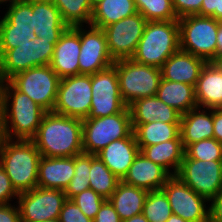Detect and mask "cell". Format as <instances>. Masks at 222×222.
<instances>
[{"label": "cell", "instance_id": "obj_1", "mask_svg": "<svg viewBox=\"0 0 222 222\" xmlns=\"http://www.w3.org/2000/svg\"><path fill=\"white\" fill-rule=\"evenodd\" d=\"M45 113L43 108L9 81L0 82V137L32 140Z\"/></svg>", "mask_w": 222, "mask_h": 222}, {"label": "cell", "instance_id": "obj_2", "mask_svg": "<svg viewBox=\"0 0 222 222\" xmlns=\"http://www.w3.org/2000/svg\"><path fill=\"white\" fill-rule=\"evenodd\" d=\"M44 157H73L83 153L82 119L46 112L32 139Z\"/></svg>", "mask_w": 222, "mask_h": 222}, {"label": "cell", "instance_id": "obj_3", "mask_svg": "<svg viewBox=\"0 0 222 222\" xmlns=\"http://www.w3.org/2000/svg\"><path fill=\"white\" fill-rule=\"evenodd\" d=\"M41 154L32 140L0 137V165L18 194L37 187Z\"/></svg>", "mask_w": 222, "mask_h": 222}, {"label": "cell", "instance_id": "obj_4", "mask_svg": "<svg viewBox=\"0 0 222 222\" xmlns=\"http://www.w3.org/2000/svg\"><path fill=\"white\" fill-rule=\"evenodd\" d=\"M179 49L178 20L147 21L131 59L140 64L161 68L164 62Z\"/></svg>", "mask_w": 222, "mask_h": 222}, {"label": "cell", "instance_id": "obj_5", "mask_svg": "<svg viewBox=\"0 0 222 222\" xmlns=\"http://www.w3.org/2000/svg\"><path fill=\"white\" fill-rule=\"evenodd\" d=\"M180 49L206 62L218 55L217 33L220 21L213 17L189 15L178 19Z\"/></svg>", "mask_w": 222, "mask_h": 222}, {"label": "cell", "instance_id": "obj_6", "mask_svg": "<svg viewBox=\"0 0 222 222\" xmlns=\"http://www.w3.org/2000/svg\"><path fill=\"white\" fill-rule=\"evenodd\" d=\"M133 133L129 107L120 113L100 118L82 120L83 153L96 155L109 143Z\"/></svg>", "mask_w": 222, "mask_h": 222}, {"label": "cell", "instance_id": "obj_7", "mask_svg": "<svg viewBox=\"0 0 222 222\" xmlns=\"http://www.w3.org/2000/svg\"><path fill=\"white\" fill-rule=\"evenodd\" d=\"M121 97L128 107L135 100L156 96L161 80V69L130 59L116 60Z\"/></svg>", "mask_w": 222, "mask_h": 222}, {"label": "cell", "instance_id": "obj_8", "mask_svg": "<svg viewBox=\"0 0 222 222\" xmlns=\"http://www.w3.org/2000/svg\"><path fill=\"white\" fill-rule=\"evenodd\" d=\"M58 41L37 36L34 40L7 50L0 57V82L8 81L15 74L30 68L50 65Z\"/></svg>", "mask_w": 222, "mask_h": 222}, {"label": "cell", "instance_id": "obj_9", "mask_svg": "<svg viewBox=\"0 0 222 222\" xmlns=\"http://www.w3.org/2000/svg\"><path fill=\"white\" fill-rule=\"evenodd\" d=\"M18 91L46 112H52L56 103L59 76L50 65L33 67L15 74L8 80Z\"/></svg>", "mask_w": 222, "mask_h": 222}, {"label": "cell", "instance_id": "obj_10", "mask_svg": "<svg viewBox=\"0 0 222 222\" xmlns=\"http://www.w3.org/2000/svg\"><path fill=\"white\" fill-rule=\"evenodd\" d=\"M91 98V75L79 74L62 78L52 112L83 120L90 113Z\"/></svg>", "mask_w": 222, "mask_h": 222}, {"label": "cell", "instance_id": "obj_11", "mask_svg": "<svg viewBox=\"0 0 222 222\" xmlns=\"http://www.w3.org/2000/svg\"><path fill=\"white\" fill-rule=\"evenodd\" d=\"M91 89V107L87 118L111 116L127 107L120 94L114 65L91 75Z\"/></svg>", "mask_w": 222, "mask_h": 222}, {"label": "cell", "instance_id": "obj_12", "mask_svg": "<svg viewBox=\"0 0 222 222\" xmlns=\"http://www.w3.org/2000/svg\"><path fill=\"white\" fill-rule=\"evenodd\" d=\"M17 200L21 222H43L59 219L67 198L63 190L36 187L20 193Z\"/></svg>", "mask_w": 222, "mask_h": 222}, {"label": "cell", "instance_id": "obj_13", "mask_svg": "<svg viewBox=\"0 0 222 222\" xmlns=\"http://www.w3.org/2000/svg\"><path fill=\"white\" fill-rule=\"evenodd\" d=\"M176 176L210 202L222 189V161L183 158Z\"/></svg>", "mask_w": 222, "mask_h": 222}, {"label": "cell", "instance_id": "obj_14", "mask_svg": "<svg viewBox=\"0 0 222 222\" xmlns=\"http://www.w3.org/2000/svg\"><path fill=\"white\" fill-rule=\"evenodd\" d=\"M161 190L166 194L174 215L190 222H209V205L206 204L210 202L178 176L172 175Z\"/></svg>", "mask_w": 222, "mask_h": 222}, {"label": "cell", "instance_id": "obj_15", "mask_svg": "<svg viewBox=\"0 0 222 222\" xmlns=\"http://www.w3.org/2000/svg\"><path fill=\"white\" fill-rule=\"evenodd\" d=\"M85 27H72L80 35L79 74L93 75L115 61L109 54L104 30L91 25Z\"/></svg>", "mask_w": 222, "mask_h": 222}, {"label": "cell", "instance_id": "obj_16", "mask_svg": "<svg viewBox=\"0 0 222 222\" xmlns=\"http://www.w3.org/2000/svg\"><path fill=\"white\" fill-rule=\"evenodd\" d=\"M146 24L147 20L137 12L103 28L108 51L114 61L133 56Z\"/></svg>", "mask_w": 222, "mask_h": 222}, {"label": "cell", "instance_id": "obj_17", "mask_svg": "<svg viewBox=\"0 0 222 222\" xmlns=\"http://www.w3.org/2000/svg\"><path fill=\"white\" fill-rule=\"evenodd\" d=\"M80 35L68 27L55 44L50 66L60 79L79 75Z\"/></svg>", "mask_w": 222, "mask_h": 222}, {"label": "cell", "instance_id": "obj_18", "mask_svg": "<svg viewBox=\"0 0 222 222\" xmlns=\"http://www.w3.org/2000/svg\"><path fill=\"white\" fill-rule=\"evenodd\" d=\"M139 152L140 149L133 132L126 138L112 141L96 156L122 181Z\"/></svg>", "mask_w": 222, "mask_h": 222}, {"label": "cell", "instance_id": "obj_19", "mask_svg": "<svg viewBox=\"0 0 222 222\" xmlns=\"http://www.w3.org/2000/svg\"><path fill=\"white\" fill-rule=\"evenodd\" d=\"M207 62L189 52L179 49L162 65V79L186 83L195 87L201 70Z\"/></svg>", "mask_w": 222, "mask_h": 222}, {"label": "cell", "instance_id": "obj_20", "mask_svg": "<svg viewBox=\"0 0 222 222\" xmlns=\"http://www.w3.org/2000/svg\"><path fill=\"white\" fill-rule=\"evenodd\" d=\"M171 176L165 168L139 152L122 181L147 191H155L161 190Z\"/></svg>", "mask_w": 222, "mask_h": 222}, {"label": "cell", "instance_id": "obj_21", "mask_svg": "<svg viewBox=\"0 0 222 222\" xmlns=\"http://www.w3.org/2000/svg\"><path fill=\"white\" fill-rule=\"evenodd\" d=\"M73 157H44L38 164L37 187L65 190L74 176Z\"/></svg>", "mask_w": 222, "mask_h": 222}, {"label": "cell", "instance_id": "obj_22", "mask_svg": "<svg viewBox=\"0 0 222 222\" xmlns=\"http://www.w3.org/2000/svg\"><path fill=\"white\" fill-rule=\"evenodd\" d=\"M29 26L38 37L45 40H59L68 28L52 1L33 2V14Z\"/></svg>", "mask_w": 222, "mask_h": 222}, {"label": "cell", "instance_id": "obj_23", "mask_svg": "<svg viewBox=\"0 0 222 222\" xmlns=\"http://www.w3.org/2000/svg\"><path fill=\"white\" fill-rule=\"evenodd\" d=\"M194 88L198 107L222 108V69L215 63L204 65Z\"/></svg>", "mask_w": 222, "mask_h": 222}, {"label": "cell", "instance_id": "obj_24", "mask_svg": "<svg viewBox=\"0 0 222 222\" xmlns=\"http://www.w3.org/2000/svg\"><path fill=\"white\" fill-rule=\"evenodd\" d=\"M128 107L132 124L151 123L158 120L163 123H180L181 114L157 96L137 99Z\"/></svg>", "mask_w": 222, "mask_h": 222}, {"label": "cell", "instance_id": "obj_25", "mask_svg": "<svg viewBox=\"0 0 222 222\" xmlns=\"http://www.w3.org/2000/svg\"><path fill=\"white\" fill-rule=\"evenodd\" d=\"M207 110L196 107L181 115L180 135L184 148L188 144L213 138V109Z\"/></svg>", "mask_w": 222, "mask_h": 222}, {"label": "cell", "instance_id": "obj_26", "mask_svg": "<svg viewBox=\"0 0 222 222\" xmlns=\"http://www.w3.org/2000/svg\"><path fill=\"white\" fill-rule=\"evenodd\" d=\"M184 149L181 135H179L170 141L145 146L140 152L147 159L165 168L171 175H176L185 155Z\"/></svg>", "mask_w": 222, "mask_h": 222}, {"label": "cell", "instance_id": "obj_27", "mask_svg": "<svg viewBox=\"0 0 222 222\" xmlns=\"http://www.w3.org/2000/svg\"><path fill=\"white\" fill-rule=\"evenodd\" d=\"M148 192L120 181L108 200L123 221L142 213Z\"/></svg>", "mask_w": 222, "mask_h": 222}, {"label": "cell", "instance_id": "obj_28", "mask_svg": "<svg viewBox=\"0 0 222 222\" xmlns=\"http://www.w3.org/2000/svg\"><path fill=\"white\" fill-rule=\"evenodd\" d=\"M156 96L181 115L198 107L195 88L186 83L172 82L161 78Z\"/></svg>", "mask_w": 222, "mask_h": 222}, {"label": "cell", "instance_id": "obj_29", "mask_svg": "<svg viewBox=\"0 0 222 222\" xmlns=\"http://www.w3.org/2000/svg\"><path fill=\"white\" fill-rule=\"evenodd\" d=\"M136 13L134 0H103L93 8L90 25L103 29Z\"/></svg>", "mask_w": 222, "mask_h": 222}, {"label": "cell", "instance_id": "obj_30", "mask_svg": "<svg viewBox=\"0 0 222 222\" xmlns=\"http://www.w3.org/2000/svg\"><path fill=\"white\" fill-rule=\"evenodd\" d=\"M132 127L140 150L145 146L176 139L180 135V123H163L158 120L132 124Z\"/></svg>", "mask_w": 222, "mask_h": 222}, {"label": "cell", "instance_id": "obj_31", "mask_svg": "<svg viewBox=\"0 0 222 222\" xmlns=\"http://www.w3.org/2000/svg\"><path fill=\"white\" fill-rule=\"evenodd\" d=\"M37 37L27 23L9 22L4 16L0 19V57L7 51Z\"/></svg>", "mask_w": 222, "mask_h": 222}, {"label": "cell", "instance_id": "obj_32", "mask_svg": "<svg viewBox=\"0 0 222 222\" xmlns=\"http://www.w3.org/2000/svg\"><path fill=\"white\" fill-rule=\"evenodd\" d=\"M68 27L91 23L93 7L89 0H51Z\"/></svg>", "mask_w": 222, "mask_h": 222}, {"label": "cell", "instance_id": "obj_33", "mask_svg": "<svg viewBox=\"0 0 222 222\" xmlns=\"http://www.w3.org/2000/svg\"><path fill=\"white\" fill-rule=\"evenodd\" d=\"M90 188L105 199H109L121 181L102 162V160L91 154Z\"/></svg>", "mask_w": 222, "mask_h": 222}, {"label": "cell", "instance_id": "obj_34", "mask_svg": "<svg viewBox=\"0 0 222 222\" xmlns=\"http://www.w3.org/2000/svg\"><path fill=\"white\" fill-rule=\"evenodd\" d=\"M74 167V176L64 190L67 199L90 188L91 154L82 153L74 156Z\"/></svg>", "mask_w": 222, "mask_h": 222}, {"label": "cell", "instance_id": "obj_35", "mask_svg": "<svg viewBox=\"0 0 222 222\" xmlns=\"http://www.w3.org/2000/svg\"><path fill=\"white\" fill-rule=\"evenodd\" d=\"M137 12L147 21L178 20L172 0H134Z\"/></svg>", "mask_w": 222, "mask_h": 222}, {"label": "cell", "instance_id": "obj_36", "mask_svg": "<svg viewBox=\"0 0 222 222\" xmlns=\"http://www.w3.org/2000/svg\"><path fill=\"white\" fill-rule=\"evenodd\" d=\"M142 214L149 222H166L173 214L166 194L162 190L149 191Z\"/></svg>", "mask_w": 222, "mask_h": 222}, {"label": "cell", "instance_id": "obj_37", "mask_svg": "<svg viewBox=\"0 0 222 222\" xmlns=\"http://www.w3.org/2000/svg\"><path fill=\"white\" fill-rule=\"evenodd\" d=\"M184 151V158L203 161H222V143H219L214 138L188 144Z\"/></svg>", "mask_w": 222, "mask_h": 222}, {"label": "cell", "instance_id": "obj_38", "mask_svg": "<svg viewBox=\"0 0 222 222\" xmlns=\"http://www.w3.org/2000/svg\"><path fill=\"white\" fill-rule=\"evenodd\" d=\"M71 200L88 218L93 220L106 199L89 188L75 195Z\"/></svg>", "mask_w": 222, "mask_h": 222}, {"label": "cell", "instance_id": "obj_39", "mask_svg": "<svg viewBox=\"0 0 222 222\" xmlns=\"http://www.w3.org/2000/svg\"><path fill=\"white\" fill-rule=\"evenodd\" d=\"M9 6V7H8ZM7 12L4 17L9 22L31 23V14H33V2L16 1L11 5H7Z\"/></svg>", "mask_w": 222, "mask_h": 222}, {"label": "cell", "instance_id": "obj_40", "mask_svg": "<svg viewBox=\"0 0 222 222\" xmlns=\"http://www.w3.org/2000/svg\"><path fill=\"white\" fill-rule=\"evenodd\" d=\"M60 222H93L88 218L79 207L71 200L67 199L60 211Z\"/></svg>", "mask_w": 222, "mask_h": 222}, {"label": "cell", "instance_id": "obj_41", "mask_svg": "<svg viewBox=\"0 0 222 222\" xmlns=\"http://www.w3.org/2000/svg\"><path fill=\"white\" fill-rule=\"evenodd\" d=\"M202 2L203 0H172L173 9L178 19L189 15H198Z\"/></svg>", "mask_w": 222, "mask_h": 222}, {"label": "cell", "instance_id": "obj_42", "mask_svg": "<svg viewBox=\"0 0 222 222\" xmlns=\"http://www.w3.org/2000/svg\"><path fill=\"white\" fill-rule=\"evenodd\" d=\"M18 193L13 188L10 178L4 168L0 165V205L10 204L13 199H18Z\"/></svg>", "mask_w": 222, "mask_h": 222}, {"label": "cell", "instance_id": "obj_43", "mask_svg": "<svg viewBox=\"0 0 222 222\" xmlns=\"http://www.w3.org/2000/svg\"><path fill=\"white\" fill-rule=\"evenodd\" d=\"M93 222H122V220L111 202L106 199L94 217Z\"/></svg>", "mask_w": 222, "mask_h": 222}, {"label": "cell", "instance_id": "obj_44", "mask_svg": "<svg viewBox=\"0 0 222 222\" xmlns=\"http://www.w3.org/2000/svg\"><path fill=\"white\" fill-rule=\"evenodd\" d=\"M16 204L0 205V222H21L19 207Z\"/></svg>", "mask_w": 222, "mask_h": 222}, {"label": "cell", "instance_id": "obj_45", "mask_svg": "<svg viewBox=\"0 0 222 222\" xmlns=\"http://www.w3.org/2000/svg\"><path fill=\"white\" fill-rule=\"evenodd\" d=\"M209 203V222H222V189Z\"/></svg>", "mask_w": 222, "mask_h": 222}, {"label": "cell", "instance_id": "obj_46", "mask_svg": "<svg viewBox=\"0 0 222 222\" xmlns=\"http://www.w3.org/2000/svg\"><path fill=\"white\" fill-rule=\"evenodd\" d=\"M221 0H203L200 16L213 17L216 19V11H220Z\"/></svg>", "mask_w": 222, "mask_h": 222}, {"label": "cell", "instance_id": "obj_47", "mask_svg": "<svg viewBox=\"0 0 222 222\" xmlns=\"http://www.w3.org/2000/svg\"><path fill=\"white\" fill-rule=\"evenodd\" d=\"M213 138L222 143V108L213 109Z\"/></svg>", "mask_w": 222, "mask_h": 222}, {"label": "cell", "instance_id": "obj_48", "mask_svg": "<svg viewBox=\"0 0 222 222\" xmlns=\"http://www.w3.org/2000/svg\"><path fill=\"white\" fill-rule=\"evenodd\" d=\"M122 222H149L145 216L141 213L138 215H134L133 217L123 220Z\"/></svg>", "mask_w": 222, "mask_h": 222}, {"label": "cell", "instance_id": "obj_49", "mask_svg": "<svg viewBox=\"0 0 222 222\" xmlns=\"http://www.w3.org/2000/svg\"><path fill=\"white\" fill-rule=\"evenodd\" d=\"M217 46H218V52H222V22L219 24V30L217 33Z\"/></svg>", "mask_w": 222, "mask_h": 222}, {"label": "cell", "instance_id": "obj_50", "mask_svg": "<svg viewBox=\"0 0 222 222\" xmlns=\"http://www.w3.org/2000/svg\"><path fill=\"white\" fill-rule=\"evenodd\" d=\"M166 222H190L187 220H184L183 218L179 217L178 215L172 214Z\"/></svg>", "mask_w": 222, "mask_h": 222}, {"label": "cell", "instance_id": "obj_51", "mask_svg": "<svg viewBox=\"0 0 222 222\" xmlns=\"http://www.w3.org/2000/svg\"><path fill=\"white\" fill-rule=\"evenodd\" d=\"M213 63H215L219 68L222 69V52H218V55Z\"/></svg>", "mask_w": 222, "mask_h": 222}, {"label": "cell", "instance_id": "obj_52", "mask_svg": "<svg viewBox=\"0 0 222 222\" xmlns=\"http://www.w3.org/2000/svg\"><path fill=\"white\" fill-rule=\"evenodd\" d=\"M216 20L222 22V0L220 3V11H216Z\"/></svg>", "mask_w": 222, "mask_h": 222}, {"label": "cell", "instance_id": "obj_53", "mask_svg": "<svg viewBox=\"0 0 222 222\" xmlns=\"http://www.w3.org/2000/svg\"><path fill=\"white\" fill-rule=\"evenodd\" d=\"M16 1H19V0H0V4L3 5V3L6 4L7 2H9L8 5H11V4L15 3Z\"/></svg>", "mask_w": 222, "mask_h": 222}, {"label": "cell", "instance_id": "obj_54", "mask_svg": "<svg viewBox=\"0 0 222 222\" xmlns=\"http://www.w3.org/2000/svg\"><path fill=\"white\" fill-rule=\"evenodd\" d=\"M92 7L94 8L99 2H102L103 0H89Z\"/></svg>", "mask_w": 222, "mask_h": 222}, {"label": "cell", "instance_id": "obj_55", "mask_svg": "<svg viewBox=\"0 0 222 222\" xmlns=\"http://www.w3.org/2000/svg\"><path fill=\"white\" fill-rule=\"evenodd\" d=\"M24 2H35V1H51V0H20Z\"/></svg>", "mask_w": 222, "mask_h": 222}, {"label": "cell", "instance_id": "obj_56", "mask_svg": "<svg viewBox=\"0 0 222 222\" xmlns=\"http://www.w3.org/2000/svg\"><path fill=\"white\" fill-rule=\"evenodd\" d=\"M43 222H60L59 219H53V220H47V221H43Z\"/></svg>", "mask_w": 222, "mask_h": 222}]
</instances>
